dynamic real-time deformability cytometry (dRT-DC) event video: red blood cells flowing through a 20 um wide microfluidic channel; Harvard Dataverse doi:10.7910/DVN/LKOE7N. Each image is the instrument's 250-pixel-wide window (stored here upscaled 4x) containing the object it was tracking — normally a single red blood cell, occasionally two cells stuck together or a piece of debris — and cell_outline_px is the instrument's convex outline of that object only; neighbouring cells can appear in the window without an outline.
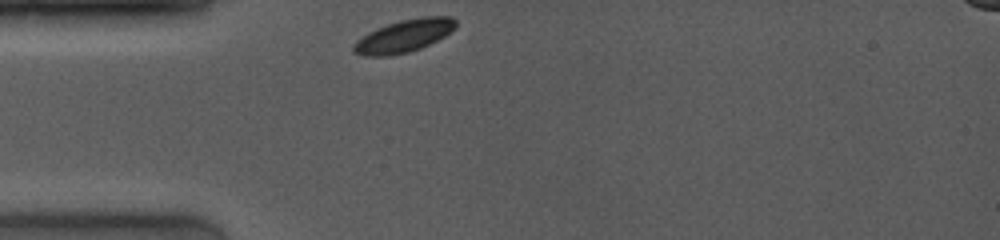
{"species": "common noctule bat (a hibernating species)", "species_latin": "Nyctalus noctula", "temperature_condition": "room temperature", "stored_images_in_passage": 30, "camera_frame_rate_fps": 4000, "um_per_image_px": 0.085, "animal": {"sex": "female", "body_mass_g": 19.0, "forearm_length_mm": 53.3}, "frame": {"image": 1, "passage_image": 1, "time_ms": 0.0, "image_size_px": [1000, 240], "cell_outline_px": [[456, 28], [444, 36], [420, 48], [408, 52], [388, 56], [364, 56], [352, 52], [352, 48], [356, 40], [368, 32], [376, 28], [400, 20], [424, 16], [452, 16], [456, 20]], "centroid_in_image_um": [34.32, 3.05], "position_along_channel_um": 50.7, "area_um2": 19.42}}
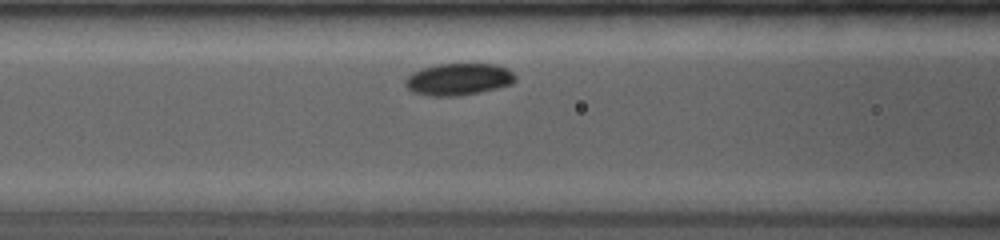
{"frame": {"image": 2, "passage_image": 10, "time_ms": 2.25, "image_size_px": [1000, 240], "cell_outline_px": [[516, 80], [512, 84], [480, 92], [460, 96], [432, 96], [412, 92], [404, 84], [404, 80], [412, 72], [424, 68], [440, 64], [496, 64], [508, 68], [516, 76]], "centroid_in_image_um": [38.99, 6.74], "position_along_channel_um": 127.6, "area_um2": 20.52}}
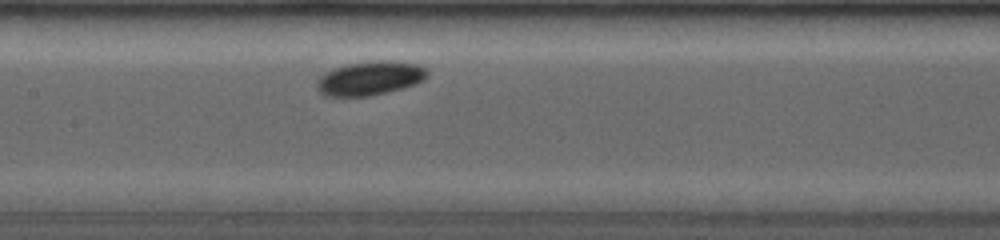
{"frame": {"image": 3, "passage_image": 15, "time_ms": 3.5, "image_size_px": [1000, 240], "cell_outline_px": [[428, 76], [424, 80], [416, 84], [404, 88], [368, 96], [324, 96], [316, 88], [316, 80], [324, 72], [348, 64], [380, 60], [384, 60], [416, 64], [428, 68]], "centroid_in_image_um": [31.45, 6.66], "position_along_channel_um": 175.9, "area_um2": 21.91}}